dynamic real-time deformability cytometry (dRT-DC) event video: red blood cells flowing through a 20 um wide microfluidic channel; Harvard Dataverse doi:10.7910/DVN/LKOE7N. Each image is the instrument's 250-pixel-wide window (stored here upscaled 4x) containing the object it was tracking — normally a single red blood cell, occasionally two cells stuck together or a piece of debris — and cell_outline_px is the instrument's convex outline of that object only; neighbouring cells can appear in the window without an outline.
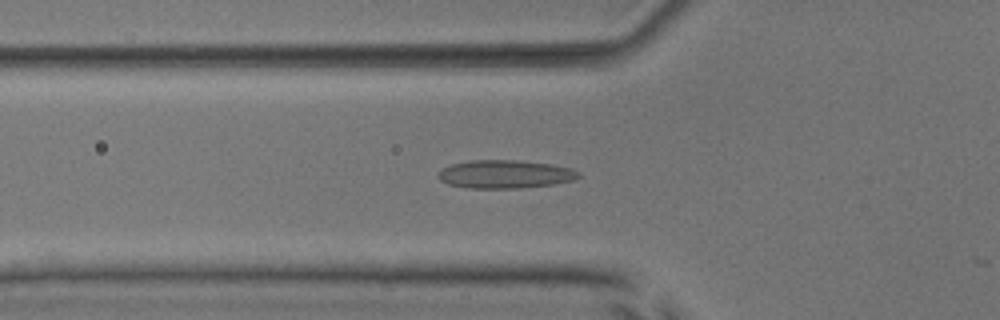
{"species": "common noctule bat (a hibernating species)", "species_latin": "Nyctalus noctula", "temperature_condition": "room temperature", "stored_images_in_passage": 6, "camera_frame_rate_fps": 3000, "um_per_image_px": 0.085, "animal": {"sex": "male", "body_mass_g": 17.9, "forearm_length_mm": 54.2}, "frame": {"image": 1, "passage_image": 5, "time_ms": 1.333, "image_size_px": [1000, 320], "cell_outline_px": [[580, 176], [572, 180], [552, 184], [520, 188], [468, 188], [448, 184], [440, 180], [436, 176], [440, 168], [448, 164], [468, 160], [516, 160], [552, 164], [572, 168], [580, 172]], "centroid_in_image_um": [42.87, 14.79], "position_along_channel_um": 82.9, "area_um2": 23.35}}